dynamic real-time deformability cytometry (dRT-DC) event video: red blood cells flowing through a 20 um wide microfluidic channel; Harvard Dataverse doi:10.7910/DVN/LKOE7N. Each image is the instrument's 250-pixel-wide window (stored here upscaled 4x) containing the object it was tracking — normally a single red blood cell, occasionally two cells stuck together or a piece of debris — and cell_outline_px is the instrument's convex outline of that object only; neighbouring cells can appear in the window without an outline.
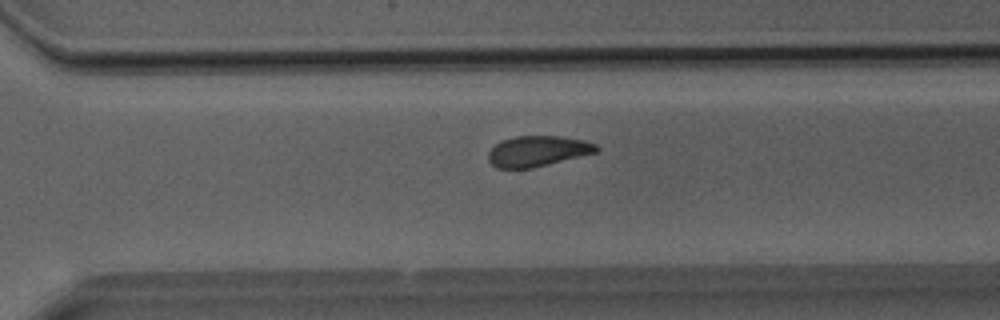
{"species": "Egyptian fruit bat (a non-hibernating species)", "species_latin": "Rousettus aegyptiacus", "temperature_condition": "room temperature", "stored_images_in_passage": 36, "camera_frame_rate_fps": 3000, "um_per_image_px": 0.085, "animal": {"sex": "male"}, "frame": {"image": 1, "passage_image": 25, "time_ms": 8.0, "image_size_px": [1000, 320], "cell_outline_px": [[600, 152], [532, 168], [496, 168], [488, 160], [488, 152], [496, 144], [504, 140], [516, 136], [560, 136], [584, 140], [596, 144], [600, 148]], "centroid_in_image_um": [45.75, 12.85], "position_along_channel_um": 324.9, "area_um2": 19.36}}
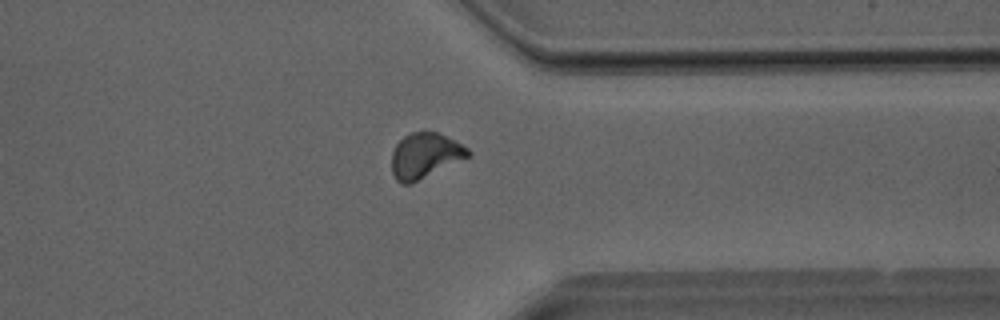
{"frame": {"image": 2, "passage_image": 28, "time_ms": 9.0, "image_size_px": [1000, 320], "cell_outline_px": [[472, 156], [408, 184], [400, 184], [396, 180], [392, 172], [392, 152], [396, 144], [404, 136], [412, 132], [436, 132], [468, 148], [472, 152]], "centroid_in_image_um": [36.12, 13.23], "position_along_channel_um": 375.3, "area_um2": 19.88}}
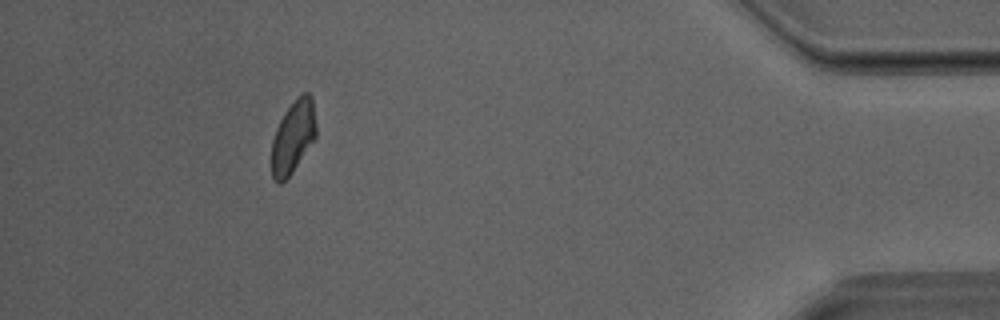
{"frame": {"image": 3, "passage_image": 33, "time_ms": 10.667, "image_size_px": [1000, 320], "cell_outline_px": [[316, 136], [292, 172], [280, 184], [272, 176], [272, 140], [276, 128], [284, 112], [304, 92], [308, 92], [312, 96], [316, 124]], "centroid_in_image_um": [24.92, 11.62], "position_along_channel_um": 410.3, "area_um2": 18.44}}